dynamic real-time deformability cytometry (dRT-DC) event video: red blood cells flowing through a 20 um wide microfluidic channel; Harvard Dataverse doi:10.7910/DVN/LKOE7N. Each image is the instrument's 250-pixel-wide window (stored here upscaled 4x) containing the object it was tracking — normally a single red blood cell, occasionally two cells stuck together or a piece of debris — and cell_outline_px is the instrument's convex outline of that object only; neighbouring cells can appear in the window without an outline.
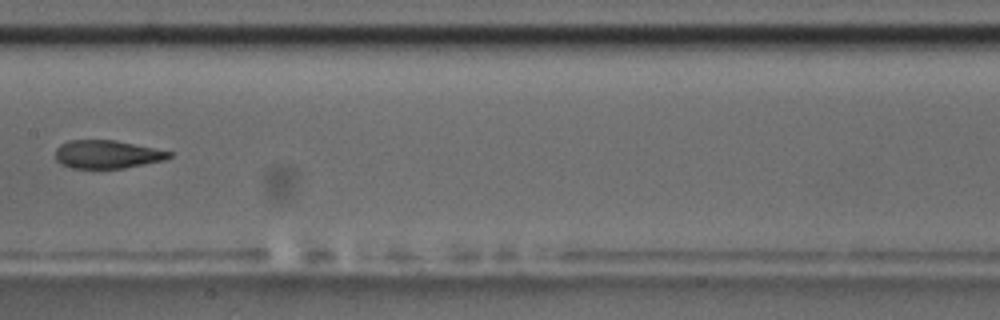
{"species": "common noctule bat (a hibernating species)", "species_latin": "Nyctalus noctula", "temperature_condition": "room temperature", "stored_images_in_passage": 8, "camera_frame_rate_fps": 3000, "um_per_image_px": 0.085, "animal": {"sex": "male", "body_mass_g": 17.5, "forearm_length_mm": 52.3}, "frame": {"image": 1, "passage_image": 8, "time_ms": 8.0, "image_size_px": [1000, 320], "cell_outline_px": [[172, 156], [164, 160], [124, 168], [72, 168], [60, 164], [56, 160], [56, 148], [60, 144], [68, 140], [116, 140], [172, 152]], "centroid_in_image_um": [9.07, 13.11], "position_along_channel_um": 198.3, "area_um2": 18.67}}